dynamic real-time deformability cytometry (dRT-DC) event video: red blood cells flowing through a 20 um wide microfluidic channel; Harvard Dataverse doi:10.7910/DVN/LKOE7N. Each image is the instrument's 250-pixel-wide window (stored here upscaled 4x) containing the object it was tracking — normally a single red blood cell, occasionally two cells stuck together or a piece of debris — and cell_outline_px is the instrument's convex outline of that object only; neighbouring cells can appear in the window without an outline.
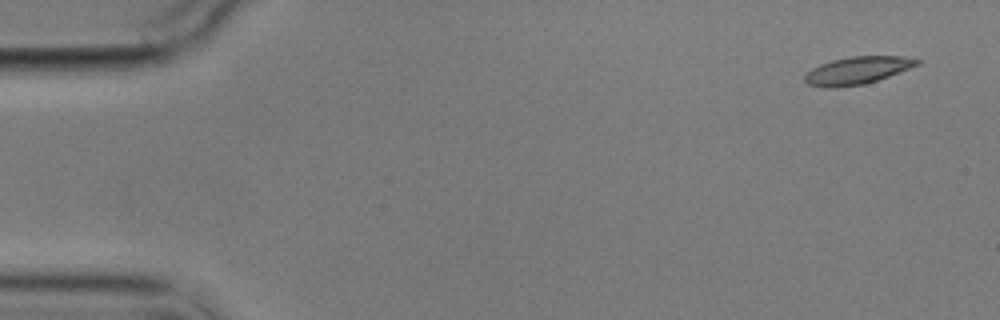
{"species": "common noctule bat (a hibernating species)", "species_latin": "Nyctalus noctula", "temperature_condition": "cold", "stored_images_in_passage": 14, "camera_frame_rate_fps": 3000, "um_per_image_px": 0.085, "animal": {"sex": "male", "body_mass_g": 17.9}, "frame": {"image": 1, "passage_image": 1, "time_ms": 0.0, "image_size_px": [1000, 320], "cell_outline_px": [[920, 64], [888, 76], [864, 84], [832, 88], [828, 88], [808, 84], [804, 80], [804, 76], [812, 68], [820, 64], [832, 60], [852, 56], [904, 56], [920, 60]], "centroid_in_image_um": [72.86, 5.98], "position_along_channel_um": 12.1, "area_um2": 17.8}}
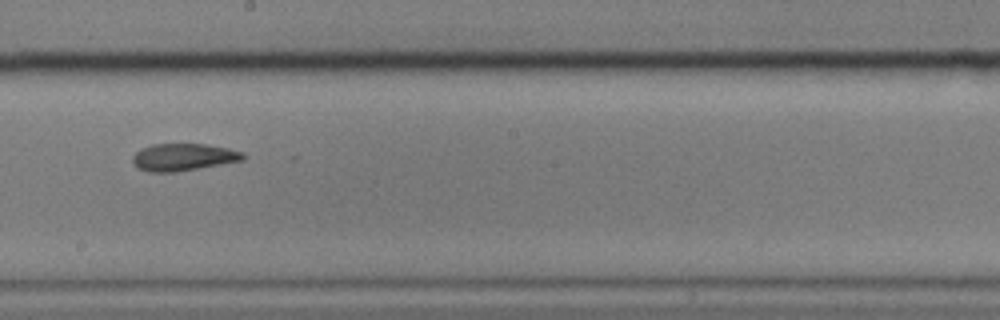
{"frame": {"image": 2, "passage_image": 8, "time_ms": 9.667, "image_size_px": [1000, 320], "cell_outline_px": [[248, 156], [244, 160], [176, 172], [148, 172], [136, 168], [132, 160], [132, 156], [136, 152], [152, 144], [204, 144], [228, 148], [244, 152]], "centroid_in_image_um": [15.6, 13.36], "position_along_channel_um": 232.6, "area_um2": 17.63}}
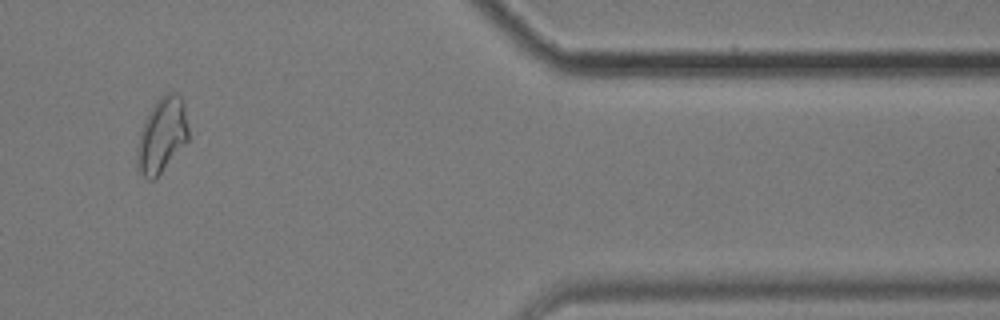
{"frame": {"image": 3, "passage_image": 13, "time_ms": 15.333, "image_size_px": [1000, 320], "cell_outline_px": [[188, 140], [160, 172], [152, 180], [148, 180], [136, 168], [136, 152], [140, 132], [144, 120], [148, 112], [156, 100], [160, 96], [168, 92], [176, 92], [180, 96], [184, 104], [188, 128]], "centroid_in_image_um": [13.74, 11.46], "position_along_channel_um": 397.7, "area_um2": 22.25}, "authors_computed_cell_mechanics": {"area_um2": 17.8602, "velocity_mm_per_s": 3.4985, "shape_relaxation_time_tau1_ms": null, "shape_relaxation_time_tau2_ms": 2.3484, "deformation_change_tau1": null, "deformation_change_tau2": 0.0757}}